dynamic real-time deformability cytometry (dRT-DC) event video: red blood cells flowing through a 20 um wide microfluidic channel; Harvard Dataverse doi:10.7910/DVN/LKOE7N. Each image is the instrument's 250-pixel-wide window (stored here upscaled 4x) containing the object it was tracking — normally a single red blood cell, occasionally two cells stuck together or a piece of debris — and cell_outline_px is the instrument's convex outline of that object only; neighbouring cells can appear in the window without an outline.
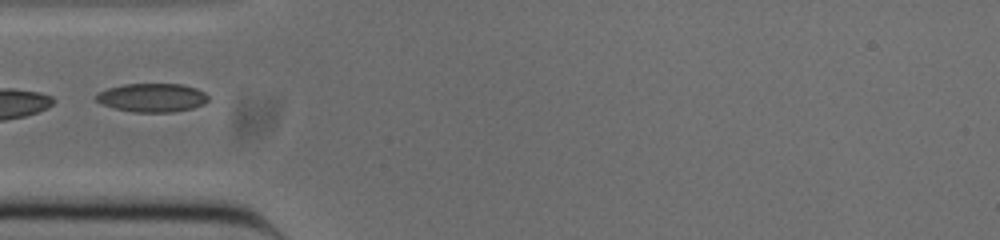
{"species": "common noctule bat (a hibernating species)", "species_latin": "Nyctalus noctula", "temperature_condition": "cold", "stored_images_in_passage": 26, "camera_frame_rate_fps": 3000, "um_per_image_px": 0.085, "animal": {"sex": "male", "body_mass_g": 20.0, "forearm_length_mm": 53.3}, "frame": {"image": 1, "passage_image": 1, "time_ms": 0.0, "image_size_px": [1000, 240], "cell_outline_px": [[208, 100], [204, 104], [192, 108], [172, 112], [136, 112], [116, 108], [100, 104], [96, 100], [96, 96], [100, 92], [108, 88], [124, 84], [184, 84], [196, 88], [204, 92], [208, 96]], "centroid_in_image_um": [12.96, 8.29], "position_along_channel_um": 72.0, "area_um2": 18.61}}